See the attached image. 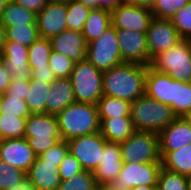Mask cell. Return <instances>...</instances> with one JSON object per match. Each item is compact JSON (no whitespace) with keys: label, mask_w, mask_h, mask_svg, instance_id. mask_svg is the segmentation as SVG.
I'll return each mask as SVG.
<instances>
[{"label":"cell","mask_w":191,"mask_h":190,"mask_svg":"<svg viewBox=\"0 0 191 190\" xmlns=\"http://www.w3.org/2000/svg\"><path fill=\"white\" fill-rule=\"evenodd\" d=\"M146 65L121 63L103 72V95L130 102L145 94Z\"/></svg>","instance_id":"cell-1"},{"label":"cell","mask_w":191,"mask_h":190,"mask_svg":"<svg viewBox=\"0 0 191 190\" xmlns=\"http://www.w3.org/2000/svg\"><path fill=\"white\" fill-rule=\"evenodd\" d=\"M56 116L62 140L69 141L100 131L97 105L74 102Z\"/></svg>","instance_id":"cell-2"},{"label":"cell","mask_w":191,"mask_h":190,"mask_svg":"<svg viewBox=\"0 0 191 190\" xmlns=\"http://www.w3.org/2000/svg\"><path fill=\"white\" fill-rule=\"evenodd\" d=\"M176 117L169 105L152 99L146 93L131 102L130 118L137 131L159 134Z\"/></svg>","instance_id":"cell-3"},{"label":"cell","mask_w":191,"mask_h":190,"mask_svg":"<svg viewBox=\"0 0 191 190\" xmlns=\"http://www.w3.org/2000/svg\"><path fill=\"white\" fill-rule=\"evenodd\" d=\"M75 102L97 105L103 96V72L87 58L75 62L70 76Z\"/></svg>","instance_id":"cell-4"},{"label":"cell","mask_w":191,"mask_h":190,"mask_svg":"<svg viewBox=\"0 0 191 190\" xmlns=\"http://www.w3.org/2000/svg\"><path fill=\"white\" fill-rule=\"evenodd\" d=\"M24 138L35 155L40 156L61 140L57 116L47 113L30 114L26 118Z\"/></svg>","instance_id":"cell-5"},{"label":"cell","mask_w":191,"mask_h":190,"mask_svg":"<svg viewBox=\"0 0 191 190\" xmlns=\"http://www.w3.org/2000/svg\"><path fill=\"white\" fill-rule=\"evenodd\" d=\"M149 67L180 82H191V52L185 39L155 55Z\"/></svg>","instance_id":"cell-6"},{"label":"cell","mask_w":191,"mask_h":190,"mask_svg":"<svg viewBox=\"0 0 191 190\" xmlns=\"http://www.w3.org/2000/svg\"><path fill=\"white\" fill-rule=\"evenodd\" d=\"M119 144L123 163H161L158 133L136 130Z\"/></svg>","instance_id":"cell-7"},{"label":"cell","mask_w":191,"mask_h":190,"mask_svg":"<svg viewBox=\"0 0 191 190\" xmlns=\"http://www.w3.org/2000/svg\"><path fill=\"white\" fill-rule=\"evenodd\" d=\"M86 58L102 72L123 63L117 29L113 25L108 27L98 39L87 44Z\"/></svg>","instance_id":"cell-8"},{"label":"cell","mask_w":191,"mask_h":190,"mask_svg":"<svg viewBox=\"0 0 191 190\" xmlns=\"http://www.w3.org/2000/svg\"><path fill=\"white\" fill-rule=\"evenodd\" d=\"M161 163H123L119 177L108 186L112 190H132L138 186H157Z\"/></svg>","instance_id":"cell-9"},{"label":"cell","mask_w":191,"mask_h":190,"mask_svg":"<svg viewBox=\"0 0 191 190\" xmlns=\"http://www.w3.org/2000/svg\"><path fill=\"white\" fill-rule=\"evenodd\" d=\"M68 142L69 152L80 162L85 171L94 172L101 162V156L107 140L95 132L71 139Z\"/></svg>","instance_id":"cell-10"},{"label":"cell","mask_w":191,"mask_h":190,"mask_svg":"<svg viewBox=\"0 0 191 190\" xmlns=\"http://www.w3.org/2000/svg\"><path fill=\"white\" fill-rule=\"evenodd\" d=\"M146 38L150 59L182 40L170 19L157 17L152 18L146 31Z\"/></svg>","instance_id":"cell-11"},{"label":"cell","mask_w":191,"mask_h":190,"mask_svg":"<svg viewBox=\"0 0 191 190\" xmlns=\"http://www.w3.org/2000/svg\"><path fill=\"white\" fill-rule=\"evenodd\" d=\"M153 13L150 8L123 2L111 12L112 25L117 30H132L146 33Z\"/></svg>","instance_id":"cell-12"},{"label":"cell","mask_w":191,"mask_h":190,"mask_svg":"<svg viewBox=\"0 0 191 190\" xmlns=\"http://www.w3.org/2000/svg\"><path fill=\"white\" fill-rule=\"evenodd\" d=\"M67 1L48 2L37 13V28L41 38L51 39L67 29Z\"/></svg>","instance_id":"cell-13"},{"label":"cell","mask_w":191,"mask_h":190,"mask_svg":"<svg viewBox=\"0 0 191 190\" xmlns=\"http://www.w3.org/2000/svg\"><path fill=\"white\" fill-rule=\"evenodd\" d=\"M117 38L123 63L150 65L146 33L117 30Z\"/></svg>","instance_id":"cell-14"},{"label":"cell","mask_w":191,"mask_h":190,"mask_svg":"<svg viewBox=\"0 0 191 190\" xmlns=\"http://www.w3.org/2000/svg\"><path fill=\"white\" fill-rule=\"evenodd\" d=\"M36 155L26 138L0 140V160L28 172Z\"/></svg>","instance_id":"cell-15"},{"label":"cell","mask_w":191,"mask_h":190,"mask_svg":"<svg viewBox=\"0 0 191 190\" xmlns=\"http://www.w3.org/2000/svg\"><path fill=\"white\" fill-rule=\"evenodd\" d=\"M28 47L17 44L16 42H6L0 54L11 79L20 81L31 80V69L29 66Z\"/></svg>","instance_id":"cell-16"},{"label":"cell","mask_w":191,"mask_h":190,"mask_svg":"<svg viewBox=\"0 0 191 190\" xmlns=\"http://www.w3.org/2000/svg\"><path fill=\"white\" fill-rule=\"evenodd\" d=\"M160 152H173L191 144V125L185 117H176L159 133Z\"/></svg>","instance_id":"cell-17"},{"label":"cell","mask_w":191,"mask_h":190,"mask_svg":"<svg viewBox=\"0 0 191 190\" xmlns=\"http://www.w3.org/2000/svg\"><path fill=\"white\" fill-rule=\"evenodd\" d=\"M122 165L120 144L106 142L101 156V162L93 172L96 183L99 185L110 184L114 179L119 177Z\"/></svg>","instance_id":"cell-18"},{"label":"cell","mask_w":191,"mask_h":190,"mask_svg":"<svg viewBox=\"0 0 191 190\" xmlns=\"http://www.w3.org/2000/svg\"><path fill=\"white\" fill-rule=\"evenodd\" d=\"M52 50L78 62L86 58L87 44L82 32L66 29L50 39Z\"/></svg>","instance_id":"cell-19"},{"label":"cell","mask_w":191,"mask_h":190,"mask_svg":"<svg viewBox=\"0 0 191 190\" xmlns=\"http://www.w3.org/2000/svg\"><path fill=\"white\" fill-rule=\"evenodd\" d=\"M26 176L37 190H57L61 183L58 167H55V164L44 163L39 156L30 166Z\"/></svg>","instance_id":"cell-20"},{"label":"cell","mask_w":191,"mask_h":190,"mask_svg":"<svg viewBox=\"0 0 191 190\" xmlns=\"http://www.w3.org/2000/svg\"><path fill=\"white\" fill-rule=\"evenodd\" d=\"M46 101V113L57 115L71 103L75 102L73 85L70 78H57L50 88Z\"/></svg>","instance_id":"cell-21"},{"label":"cell","mask_w":191,"mask_h":190,"mask_svg":"<svg viewBox=\"0 0 191 190\" xmlns=\"http://www.w3.org/2000/svg\"><path fill=\"white\" fill-rule=\"evenodd\" d=\"M100 120V134L107 142L121 143L136 130L130 117L105 118Z\"/></svg>","instance_id":"cell-22"},{"label":"cell","mask_w":191,"mask_h":190,"mask_svg":"<svg viewBox=\"0 0 191 190\" xmlns=\"http://www.w3.org/2000/svg\"><path fill=\"white\" fill-rule=\"evenodd\" d=\"M171 85L172 78L169 75L154 71L148 66L145 93L149 97L170 106Z\"/></svg>","instance_id":"cell-23"},{"label":"cell","mask_w":191,"mask_h":190,"mask_svg":"<svg viewBox=\"0 0 191 190\" xmlns=\"http://www.w3.org/2000/svg\"><path fill=\"white\" fill-rule=\"evenodd\" d=\"M112 25L111 12L104 9H92L84 23L82 35L86 44L98 39Z\"/></svg>","instance_id":"cell-24"},{"label":"cell","mask_w":191,"mask_h":190,"mask_svg":"<svg viewBox=\"0 0 191 190\" xmlns=\"http://www.w3.org/2000/svg\"><path fill=\"white\" fill-rule=\"evenodd\" d=\"M162 168L188 176L191 174V144L173 152H160Z\"/></svg>","instance_id":"cell-25"},{"label":"cell","mask_w":191,"mask_h":190,"mask_svg":"<svg viewBox=\"0 0 191 190\" xmlns=\"http://www.w3.org/2000/svg\"><path fill=\"white\" fill-rule=\"evenodd\" d=\"M37 14L29 9H25L14 0H7L1 11L0 21L4 26L15 25H37Z\"/></svg>","instance_id":"cell-26"},{"label":"cell","mask_w":191,"mask_h":190,"mask_svg":"<svg viewBox=\"0 0 191 190\" xmlns=\"http://www.w3.org/2000/svg\"><path fill=\"white\" fill-rule=\"evenodd\" d=\"M170 107L177 117L191 113V82H180L172 78Z\"/></svg>","instance_id":"cell-27"},{"label":"cell","mask_w":191,"mask_h":190,"mask_svg":"<svg viewBox=\"0 0 191 190\" xmlns=\"http://www.w3.org/2000/svg\"><path fill=\"white\" fill-rule=\"evenodd\" d=\"M50 88V83L32 79L29 81L25 102L31 114L46 113V101L50 94Z\"/></svg>","instance_id":"cell-28"},{"label":"cell","mask_w":191,"mask_h":190,"mask_svg":"<svg viewBox=\"0 0 191 190\" xmlns=\"http://www.w3.org/2000/svg\"><path fill=\"white\" fill-rule=\"evenodd\" d=\"M99 119L130 117L131 102L103 95L97 103Z\"/></svg>","instance_id":"cell-29"},{"label":"cell","mask_w":191,"mask_h":190,"mask_svg":"<svg viewBox=\"0 0 191 190\" xmlns=\"http://www.w3.org/2000/svg\"><path fill=\"white\" fill-rule=\"evenodd\" d=\"M6 27V42H16L19 45L29 47L40 36L37 25H15Z\"/></svg>","instance_id":"cell-30"},{"label":"cell","mask_w":191,"mask_h":190,"mask_svg":"<svg viewBox=\"0 0 191 190\" xmlns=\"http://www.w3.org/2000/svg\"><path fill=\"white\" fill-rule=\"evenodd\" d=\"M30 68H42L49 65V57L52 51L50 39L39 37L28 47Z\"/></svg>","instance_id":"cell-31"},{"label":"cell","mask_w":191,"mask_h":190,"mask_svg":"<svg viewBox=\"0 0 191 190\" xmlns=\"http://www.w3.org/2000/svg\"><path fill=\"white\" fill-rule=\"evenodd\" d=\"M26 118L0 115V140L24 138Z\"/></svg>","instance_id":"cell-32"},{"label":"cell","mask_w":191,"mask_h":190,"mask_svg":"<svg viewBox=\"0 0 191 190\" xmlns=\"http://www.w3.org/2000/svg\"><path fill=\"white\" fill-rule=\"evenodd\" d=\"M67 29L82 32L84 23L92 9L84 6L78 0H67Z\"/></svg>","instance_id":"cell-33"},{"label":"cell","mask_w":191,"mask_h":190,"mask_svg":"<svg viewBox=\"0 0 191 190\" xmlns=\"http://www.w3.org/2000/svg\"><path fill=\"white\" fill-rule=\"evenodd\" d=\"M96 185L93 172L83 170L71 179L61 181L57 190H94Z\"/></svg>","instance_id":"cell-34"},{"label":"cell","mask_w":191,"mask_h":190,"mask_svg":"<svg viewBox=\"0 0 191 190\" xmlns=\"http://www.w3.org/2000/svg\"><path fill=\"white\" fill-rule=\"evenodd\" d=\"M157 188L158 190H188L187 178L179 173L161 168Z\"/></svg>","instance_id":"cell-35"},{"label":"cell","mask_w":191,"mask_h":190,"mask_svg":"<svg viewBox=\"0 0 191 190\" xmlns=\"http://www.w3.org/2000/svg\"><path fill=\"white\" fill-rule=\"evenodd\" d=\"M26 177V172L0 160V190H8L18 185Z\"/></svg>","instance_id":"cell-36"},{"label":"cell","mask_w":191,"mask_h":190,"mask_svg":"<svg viewBox=\"0 0 191 190\" xmlns=\"http://www.w3.org/2000/svg\"><path fill=\"white\" fill-rule=\"evenodd\" d=\"M75 62L62 53L51 51L49 67L56 78H70Z\"/></svg>","instance_id":"cell-37"},{"label":"cell","mask_w":191,"mask_h":190,"mask_svg":"<svg viewBox=\"0 0 191 190\" xmlns=\"http://www.w3.org/2000/svg\"><path fill=\"white\" fill-rule=\"evenodd\" d=\"M30 114L27 103L21 97H1L0 115L27 118Z\"/></svg>","instance_id":"cell-38"},{"label":"cell","mask_w":191,"mask_h":190,"mask_svg":"<svg viewBox=\"0 0 191 190\" xmlns=\"http://www.w3.org/2000/svg\"><path fill=\"white\" fill-rule=\"evenodd\" d=\"M190 0H155L151 7L154 17L171 19L172 16Z\"/></svg>","instance_id":"cell-39"},{"label":"cell","mask_w":191,"mask_h":190,"mask_svg":"<svg viewBox=\"0 0 191 190\" xmlns=\"http://www.w3.org/2000/svg\"><path fill=\"white\" fill-rule=\"evenodd\" d=\"M182 39L191 35V0L170 19Z\"/></svg>","instance_id":"cell-40"},{"label":"cell","mask_w":191,"mask_h":190,"mask_svg":"<svg viewBox=\"0 0 191 190\" xmlns=\"http://www.w3.org/2000/svg\"><path fill=\"white\" fill-rule=\"evenodd\" d=\"M68 152V142L61 139L56 145L49 148L39 157L44 161V163L55 164V167H59V165L64 160Z\"/></svg>","instance_id":"cell-41"},{"label":"cell","mask_w":191,"mask_h":190,"mask_svg":"<svg viewBox=\"0 0 191 190\" xmlns=\"http://www.w3.org/2000/svg\"><path fill=\"white\" fill-rule=\"evenodd\" d=\"M61 181L71 179L74 175L83 171L80 162L70 153L66 155L64 160L58 167Z\"/></svg>","instance_id":"cell-42"},{"label":"cell","mask_w":191,"mask_h":190,"mask_svg":"<svg viewBox=\"0 0 191 190\" xmlns=\"http://www.w3.org/2000/svg\"><path fill=\"white\" fill-rule=\"evenodd\" d=\"M28 90L29 81L11 79L10 85L8 86L6 92L1 94V97H21V100H25Z\"/></svg>","instance_id":"cell-43"},{"label":"cell","mask_w":191,"mask_h":190,"mask_svg":"<svg viewBox=\"0 0 191 190\" xmlns=\"http://www.w3.org/2000/svg\"><path fill=\"white\" fill-rule=\"evenodd\" d=\"M84 6L90 9H104L112 12L116 9L120 4H122L123 0H78Z\"/></svg>","instance_id":"cell-44"},{"label":"cell","mask_w":191,"mask_h":190,"mask_svg":"<svg viewBox=\"0 0 191 190\" xmlns=\"http://www.w3.org/2000/svg\"><path fill=\"white\" fill-rule=\"evenodd\" d=\"M30 69L32 74V80H39L44 83L52 84L57 79L49 65L47 67Z\"/></svg>","instance_id":"cell-45"},{"label":"cell","mask_w":191,"mask_h":190,"mask_svg":"<svg viewBox=\"0 0 191 190\" xmlns=\"http://www.w3.org/2000/svg\"><path fill=\"white\" fill-rule=\"evenodd\" d=\"M17 4L25 9L39 13L49 2L48 0H14Z\"/></svg>","instance_id":"cell-46"},{"label":"cell","mask_w":191,"mask_h":190,"mask_svg":"<svg viewBox=\"0 0 191 190\" xmlns=\"http://www.w3.org/2000/svg\"><path fill=\"white\" fill-rule=\"evenodd\" d=\"M11 75L0 57V94H4L10 85Z\"/></svg>","instance_id":"cell-47"},{"label":"cell","mask_w":191,"mask_h":190,"mask_svg":"<svg viewBox=\"0 0 191 190\" xmlns=\"http://www.w3.org/2000/svg\"><path fill=\"white\" fill-rule=\"evenodd\" d=\"M8 190H37V188L26 176L18 185H14Z\"/></svg>","instance_id":"cell-48"},{"label":"cell","mask_w":191,"mask_h":190,"mask_svg":"<svg viewBox=\"0 0 191 190\" xmlns=\"http://www.w3.org/2000/svg\"><path fill=\"white\" fill-rule=\"evenodd\" d=\"M124 2H126L128 4L141 6V7H146V8L151 9L153 4L155 3V0H125Z\"/></svg>","instance_id":"cell-49"},{"label":"cell","mask_w":191,"mask_h":190,"mask_svg":"<svg viewBox=\"0 0 191 190\" xmlns=\"http://www.w3.org/2000/svg\"><path fill=\"white\" fill-rule=\"evenodd\" d=\"M6 27L0 21V54L6 43Z\"/></svg>","instance_id":"cell-50"},{"label":"cell","mask_w":191,"mask_h":190,"mask_svg":"<svg viewBox=\"0 0 191 190\" xmlns=\"http://www.w3.org/2000/svg\"><path fill=\"white\" fill-rule=\"evenodd\" d=\"M132 190H158L157 186H138L132 188Z\"/></svg>","instance_id":"cell-51"},{"label":"cell","mask_w":191,"mask_h":190,"mask_svg":"<svg viewBox=\"0 0 191 190\" xmlns=\"http://www.w3.org/2000/svg\"><path fill=\"white\" fill-rule=\"evenodd\" d=\"M94 190H112L108 185L97 184Z\"/></svg>","instance_id":"cell-52"},{"label":"cell","mask_w":191,"mask_h":190,"mask_svg":"<svg viewBox=\"0 0 191 190\" xmlns=\"http://www.w3.org/2000/svg\"><path fill=\"white\" fill-rule=\"evenodd\" d=\"M6 3H7V0H0V15H1V11L5 7Z\"/></svg>","instance_id":"cell-53"},{"label":"cell","mask_w":191,"mask_h":190,"mask_svg":"<svg viewBox=\"0 0 191 190\" xmlns=\"http://www.w3.org/2000/svg\"><path fill=\"white\" fill-rule=\"evenodd\" d=\"M186 178H187L188 190H191V174L186 176Z\"/></svg>","instance_id":"cell-54"},{"label":"cell","mask_w":191,"mask_h":190,"mask_svg":"<svg viewBox=\"0 0 191 190\" xmlns=\"http://www.w3.org/2000/svg\"><path fill=\"white\" fill-rule=\"evenodd\" d=\"M185 40L187 41V44H188V46L190 48V52H191V35L189 37H187Z\"/></svg>","instance_id":"cell-55"},{"label":"cell","mask_w":191,"mask_h":190,"mask_svg":"<svg viewBox=\"0 0 191 190\" xmlns=\"http://www.w3.org/2000/svg\"><path fill=\"white\" fill-rule=\"evenodd\" d=\"M185 118H186V120L190 123V125H191V113H189V114H187L186 116H185Z\"/></svg>","instance_id":"cell-56"},{"label":"cell","mask_w":191,"mask_h":190,"mask_svg":"<svg viewBox=\"0 0 191 190\" xmlns=\"http://www.w3.org/2000/svg\"><path fill=\"white\" fill-rule=\"evenodd\" d=\"M49 2H56V1H67V0H48Z\"/></svg>","instance_id":"cell-57"},{"label":"cell","mask_w":191,"mask_h":190,"mask_svg":"<svg viewBox=\"0 0 191 190\" xmlns=\"http://www.w3.org/2000/svg\"><path fill=\"white\" fill-rule=\"evenodd\" d=\"M0 110H1V94H0Z\"/></svg>","instance_id":"cell-58"}]
</instances>
